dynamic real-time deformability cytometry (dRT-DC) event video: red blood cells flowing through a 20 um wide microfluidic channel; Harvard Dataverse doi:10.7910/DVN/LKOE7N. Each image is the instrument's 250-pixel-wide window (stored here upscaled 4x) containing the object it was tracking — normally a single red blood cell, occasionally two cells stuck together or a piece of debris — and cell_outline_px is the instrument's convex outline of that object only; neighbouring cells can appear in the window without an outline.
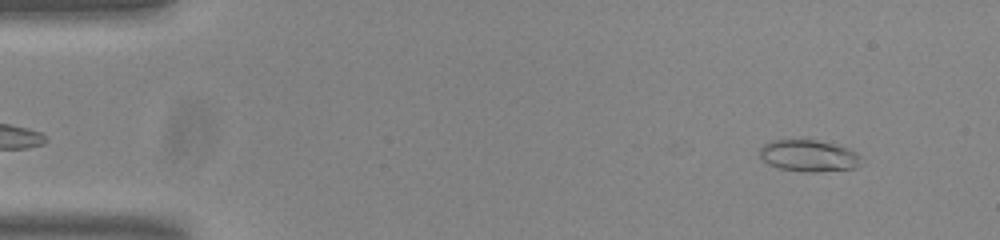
{"species": "common noctule bat (a hibernating species)", "species_latin": "Nyctalus noctula", "temperature_condition": "room temperature", "stored_images_in_passage": 9, "camera_frame_rate_fps": 3000, "um_per_image_px": 0.085, "animal": {"sex": "male", "body_mass_g": 20.0, "forearm_length_mm": 53.3}, "frame": {"image": 1, "passage_image": 4, "time_ms": 1.0, "image_size_px": [1000, 240], "cell_outline_px": [[860, 164], [856, 168], [812, 172], [804, 172], [780, 168], [768, 164], [760, 156], [760, 148], [768, 140], [816, 140], [840, 144], [856, 152], [860, 156]], "centroid_in_image_um": [68.75, 13.23], "position_along_channel_um": 16.2, "area_um2": 18.84}}